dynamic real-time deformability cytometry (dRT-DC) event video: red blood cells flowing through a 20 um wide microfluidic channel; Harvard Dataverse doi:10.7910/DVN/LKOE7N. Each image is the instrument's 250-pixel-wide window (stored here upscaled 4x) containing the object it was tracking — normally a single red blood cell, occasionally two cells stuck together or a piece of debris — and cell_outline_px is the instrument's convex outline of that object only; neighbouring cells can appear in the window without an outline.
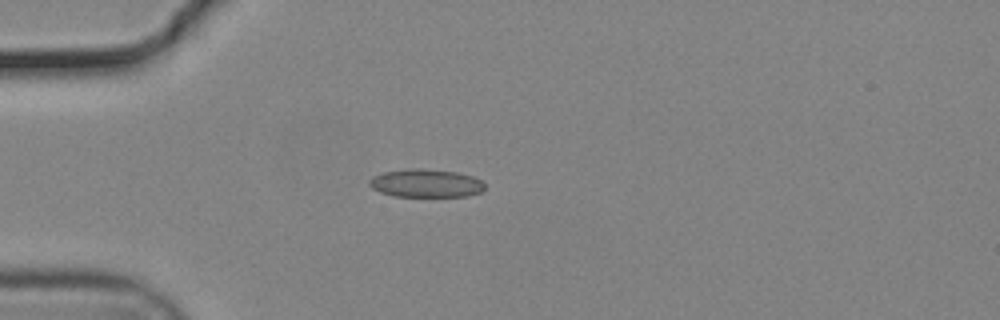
{"species": "common noctule bat (a hibernating species)", "species_latin": "Nyctalus noctula", "temperature_condition": "cold", "stored_images_in_passage": 51, "camera_frame_rate_fps": 3000, "um_per_image_px": 0.085, "animal": {"sex": "male", "body_mass_g": 19.2, "forearm_length_mm": 51.8}, "frame": {"image": 1, "passage_image": 15, "time_ms": 4.667, "image_size_px": [1000, 320], "cell_outline_px": [[484, 188], [480, 192], [468, 196], [392, 196], [380, 192], [372, 188], [368, 184], [368, 180], [372, 176], [384, 172], [412, 168], [420, 168], [456, 172], [472, 176], [480, 180], [484, 184]], "centroid_in_image_um": [36.16, 15.57], "position_along_channel_um": 48.8, "area_um2": 18.9}}
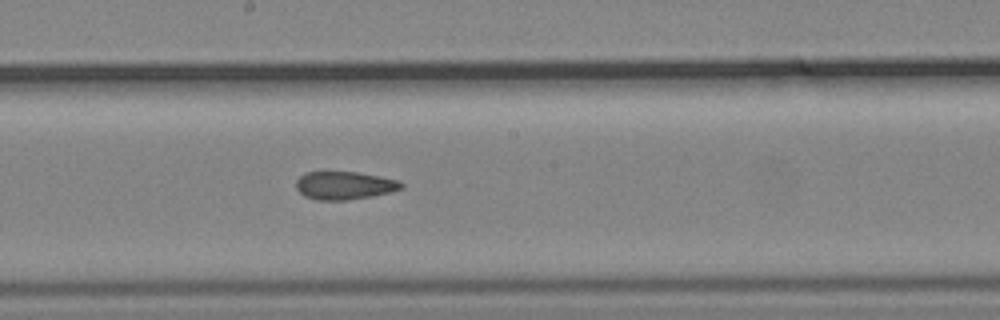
{"frame": {"image": 2, "passage_image": 30, "time_ms": 9.667, "image_size_px": [1000, 320], "cell_outline_px": [[404, 188], [372, 196], [344, 200], [316, 200], [304, 196], [296, 188], [296, 180], [304, 172], [360, 172], [380, 176], [396, 180], [404, 184]], "centroid_in_image_um": [29.25, 15.76], "position_along_channel_um": 218.9, "area_um2": 17.17}}
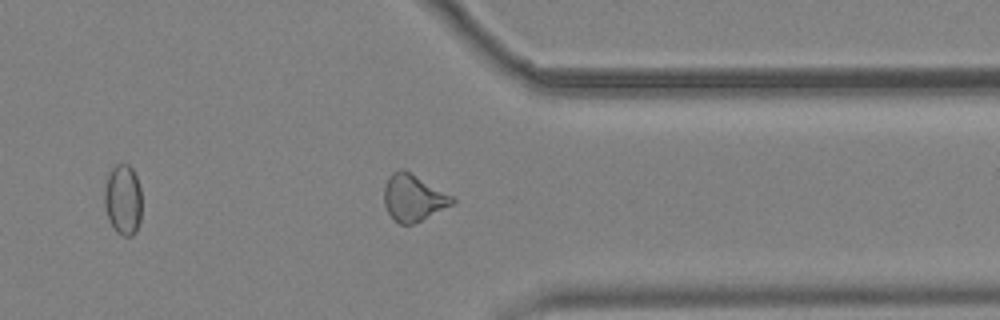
{"frame": {"image": 3, "passage_image": 43, "time_ms": 14.0, "image_size_px": [1000, 320], "cell_outline_px": [[456, 200], [452, 204], [412, 224], [400, 224], [388, 212], [384, 204], [384, 188], [388, 176], [392, 172], [400, 168], [404, 168], [456, 196]], "centroid_in_image_um": [35.15, 16.75], "position_along_channel_um": 376.3, "area_um2": 18.67}, "authors_computed_cell_mechanics": {"area_um2": 18.2648, "velocity_mm_per_s": 3.7179, "shape_relaxation_time_tau1_ms": null, "shape_relaxation_time_tau2_ms": 2.4112, "deformation_change_tau1": null, "deformation_change_tau2": 0.0941}}